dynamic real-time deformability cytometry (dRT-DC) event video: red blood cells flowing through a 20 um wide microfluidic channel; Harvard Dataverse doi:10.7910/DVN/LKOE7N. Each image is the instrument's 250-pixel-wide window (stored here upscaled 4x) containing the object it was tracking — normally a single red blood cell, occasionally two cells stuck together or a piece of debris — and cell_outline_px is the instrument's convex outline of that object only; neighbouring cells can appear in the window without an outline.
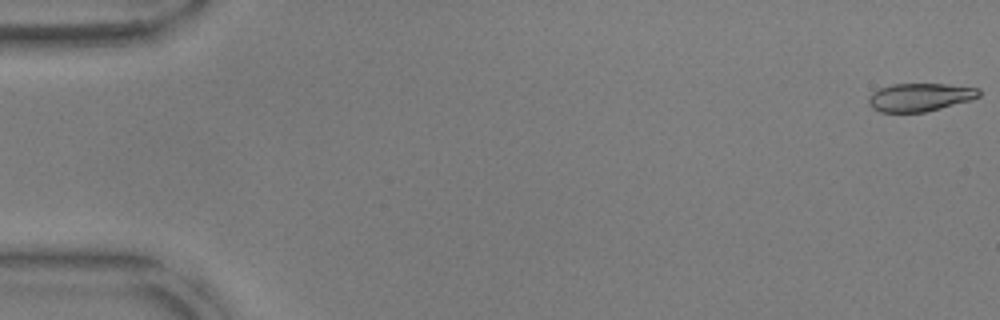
{"species": "common noctule bat (a hibernating species)", "species_latin": "Nyctalus noctula", "temperature_condition": "warm", "stored_images_in_passage": 53, "camera_frame_rate_fps": 3000, "um_per_image_px": 0.085, "animal": {"sex": "male", "body_mass_g": 17.9, "forearm_length_mm": 54.2}, "frame": {"image": 1, "passage_image": 1, "time_ms": 0.0, "image_size_px": [1000, 320], "cell_outline_px": [[980, 96], [972, 100], [924, 112], [880, 112], [872, 108], [868, 104], [868, 96], [872, 92], [880, 88], [892, 84], [944, 84], [980, 88]], "centroid_in_image_um": [78.18, 8.26], "position_along_channel_um": 6.8, "area_um2": 18.15}}
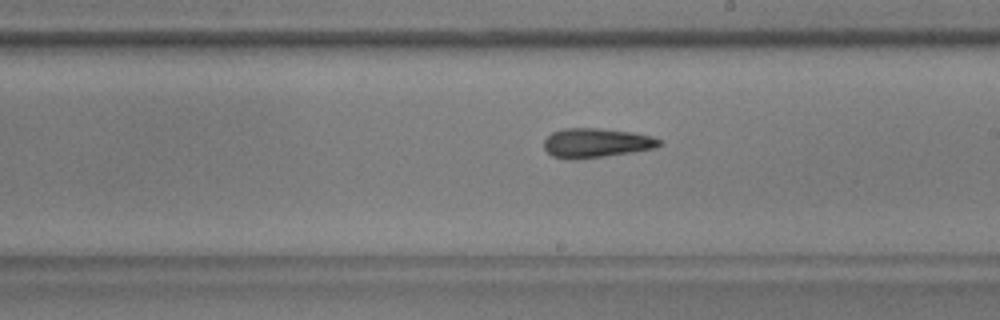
{"frame": {"image": 2, "passage_image": 31, "time_ms": 10.0, "image_size_px": [1000, 320], "cell_outline_px": [[660, 144], [656, 148], [632, 152], [576, 160], [572, 160], [552, 156], [544, 148], [544, 140], [552, 132], [564, 128], [600, 128], [632, 132], [652, 136], [660, 140]], "centroid_in_image_um": [50.65, 12.15], "position_along_channel_um": 238.3, "area_um2": 19.77}}
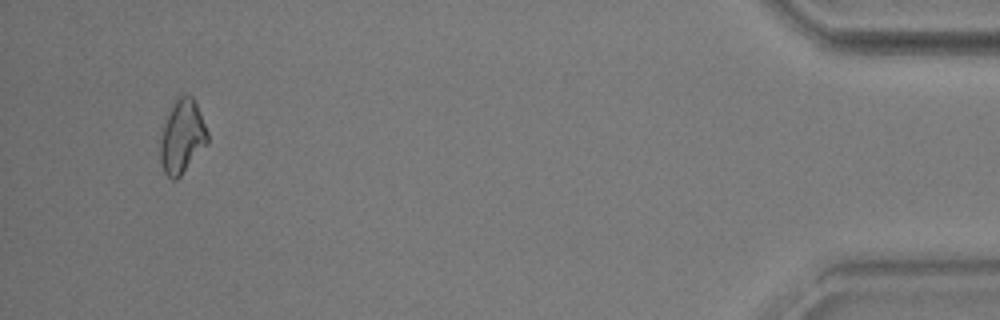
{"frame": {"image": 3, "passage_image": 51, "time_ms": 16.667, "image_size_px": [1000, 320], "cell_outline_px": [[208, 144], [180, 176], [176, 180], [172, 180], [164, 172], [160, 160], [160, 140], [164, 124], [176, 96], [192, 96], [200, 112], [208, 132]], "centroid_in_image_um": [15.49, 11.64], "position_along_channel_um": 419.7, "area_um2": 20.17}, "authors_computed_cell_mechanics": {"area_um2": 19.4208, "velocity_mm_per_s": 3.8102, "shape_relaxation_time_tau1_ms": 4.4779, "shape_relaxation_time_tau2_ms": 1.8324, "deformation_change_tau1": 0.1367, "deformation_change_tau2": 0.1016}}